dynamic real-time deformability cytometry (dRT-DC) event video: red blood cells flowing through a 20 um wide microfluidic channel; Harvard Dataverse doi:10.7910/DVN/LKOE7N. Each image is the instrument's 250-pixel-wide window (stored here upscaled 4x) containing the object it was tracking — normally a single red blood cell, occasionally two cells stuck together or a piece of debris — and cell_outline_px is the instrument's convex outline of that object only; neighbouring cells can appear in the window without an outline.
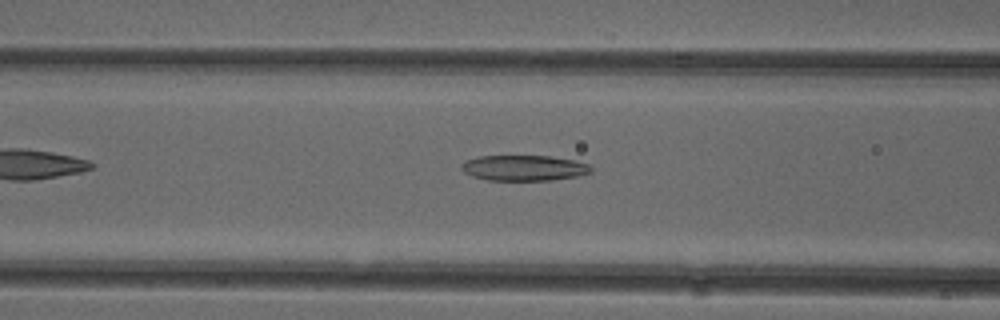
{"species": "common noctule bat (a hibernating species)", "species_latin": "Nyctalus noctula", "temperature_condition": "cold", "stored_images_in_passage": 37, "camera_frame_rate_fps": 3000, "um_per_image_px": 0.085, "animal": {"sex": "female"}, "frame": {"image": 1, "passage_image": 6, "time_ms": 1.667, "image_size_px": [1000, 320], "cell_outline_px": [[592, 172], [580, 176], [552, 180], [488, 180], [472, 176], [464, 172], [460, 168], [460, 164], [464, 160], [476, 156], [552, 156], [576, 160], [588, 164], [592, 168]], "centroid_in_image_um": [44.53, 14.27], "position_along_channel_um": 122.1, "area_um2": 19.59}}
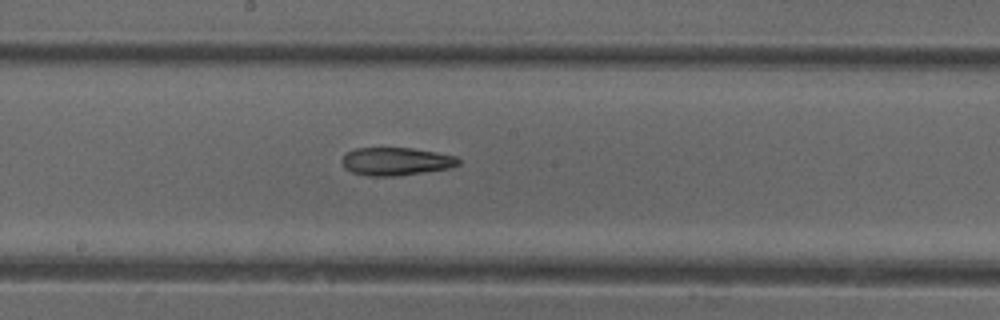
{"frame": {"image": 2, "passage_image": 13, "time_ms": 4.0, "image_size_px": [1000, 320], "cell_outline_px": [[460, 164], [448, 168], [424, 172], [392, 176], [368, 176], [352, 172], [344, 168], [340, 160], [348, 152], [356, 148], [412, 148], [436, 152], [456, 156], [460, 160]], "centroid_in_image_um": [33.64, 13.72], "position_along_channel_um": 214.6, "area_um2": 18.9}}
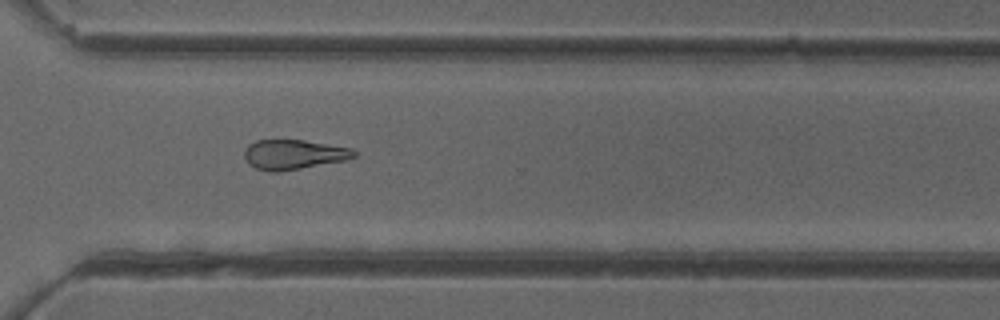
{"frame": {"image": 3, "passage_image": 23, "time_ms": 7.333, "image_size_px": [1000, 320], "cell_outline_px": [[356, 156], [344, 160], [300, 168], [276, 172], [268, 172], [256, 168], [248, 164], [244, 156], [244, 152], [248, 144], [256, 140], [304, 140], [352, 148], [356, 152]], "centroid_in_image_um": [24.92, 13.13], "position_along_channel_um": 345.7, "area_um2": 18.9}, "authors_computed_cell_mechanics": {"area_um2": 19.5364, "velocity_mm_per_s": 3.9444, "shape_relaxation_time_tau1_ms": null, "shape_relaxation_time_tau2_ms": 5.6074, "deformation_change_tau1": null, "deformation_change_tau2": 0.1536}}